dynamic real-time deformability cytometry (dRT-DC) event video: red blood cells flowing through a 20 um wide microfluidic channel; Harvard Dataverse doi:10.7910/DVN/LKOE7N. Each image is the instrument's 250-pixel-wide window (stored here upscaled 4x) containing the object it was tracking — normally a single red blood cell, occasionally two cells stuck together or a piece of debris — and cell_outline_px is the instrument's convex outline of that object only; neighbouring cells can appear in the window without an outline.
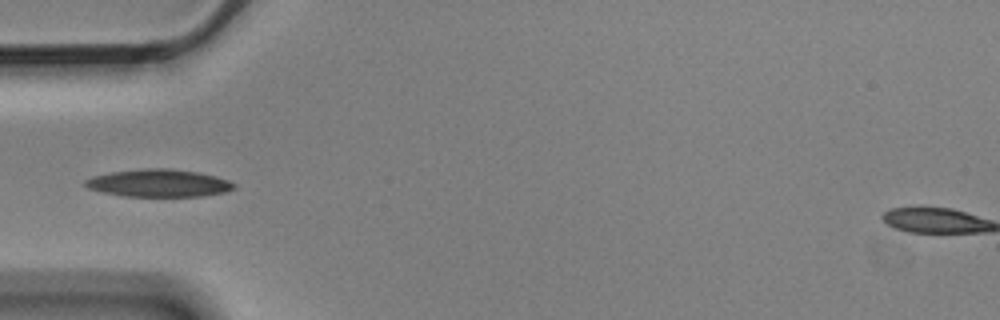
{"species": "Egyptian fruit bat (a non-hibernating species)", "species_latin": "Rousettus aegyptiacus", "temperature_condition": "cold", "stored_images_in_passage": 5, "camera_frame_rate_fps": 3000, "um_per_image_px": 0.085, "animal": {"sex": "male"}, "frame": {"image": 1, "passage_image": 4, "time_ms": 1.0, "image_size_px": [1000, 320], "cell_outline_px": [[236, 188], [224, 192], [204, 196], [124, 196], [104, 192], [88, 188], [84, 184], [84, 180], [92, 176], [112, 172], [140, 168], [172, 168], [200, 172], [216, 176], [228, 180], [236, 184]], "centroid_in_image_um": [13.52, 15.55], "position_along_channel_um": 71.5, "area_um2": 24.04}}
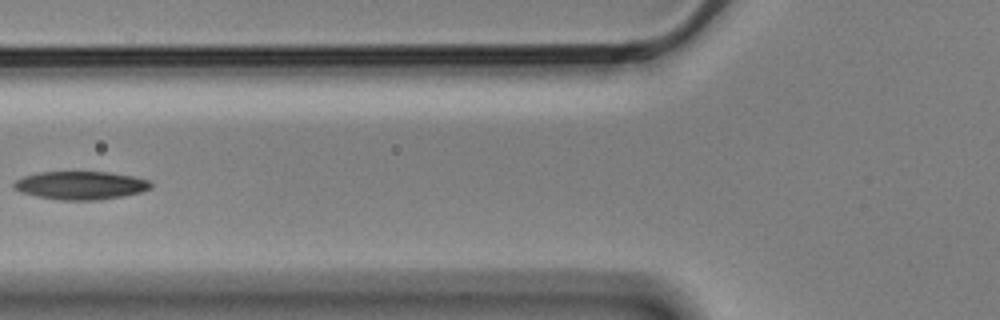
{"frame": {"image": 2, "passage_image": 5, "time_ms": 1.333, "image_size_px": [1000, 320], "cell_outline_px": [[152, 188], [140, 192], [124, 196], [100, 200], [60, 200], [36, 196], [20, 192], [12, 188], [12, 184], [16, 180], [24, 176], [40, 172], [108, 172], [132, 176], [148, 180], [152, 184]], "centroid_in_image_um": [6.84, 15.76], "position_along_channel_um": 119.0, "area_um2": 22.6}}